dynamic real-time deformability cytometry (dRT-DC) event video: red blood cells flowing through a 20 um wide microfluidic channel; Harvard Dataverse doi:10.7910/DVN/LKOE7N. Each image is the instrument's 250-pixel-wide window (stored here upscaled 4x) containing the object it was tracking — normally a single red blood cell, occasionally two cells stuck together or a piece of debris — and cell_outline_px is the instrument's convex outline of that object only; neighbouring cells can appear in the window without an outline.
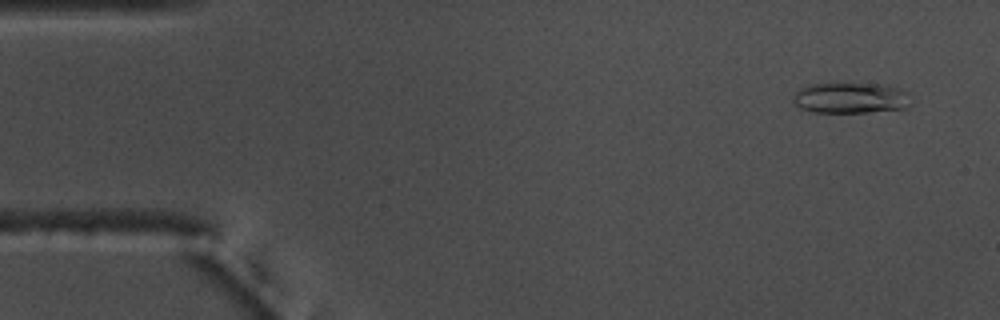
{"species": "common noctule bat (a hibernating species)", "species_latin": "Nyctalus noctula", "temperature_condition": "warm", "stored_images_in_passage": 55, "camera_frame_rate_fps": 3000, "um_per_image_px": 0.085, "animal": {"sex": "male", "body_mass_g": 17.5, "forearm_length_mm": 52.3}, "frame": {"image": 1, "passage_image": 4, "time_ms": 1.0, "image_size_px": [1000, 320], "cell_outline_px": [[904, 108], [864, 112], [816, 112], [800, 108], [792, 100], [796, 92], [800, 88], [808, 84], [880, 84], [900, 88], [904, 92]], "centroid_in_image_um": [72.16, 8.32], "position_along_channel_um": 12.8, "area_um2": 20.29}}
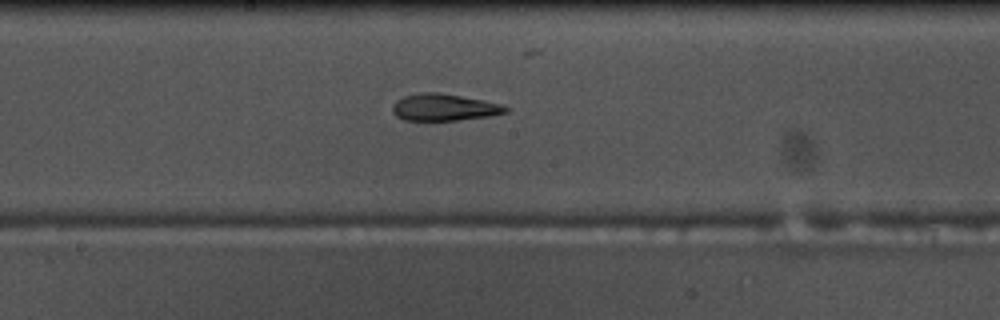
{"frame": {"image": 2, "passage_image": 29, "time_ms": 9.333, "image_size_px": [1000, 320], "cell_outline_px": [[512, 108], [508, 112], [488, 116], [460, 120], [404, 120], [396, 116], [392, 112], [392, 108], [396, 100], [404, 96], [420, 92], [440, 92], [484, 100], [500, 104]], "centroid_in_image_um": [37.76, 9.12], "position_along_channel_um": 210.4, "area_um2": 17.86}}
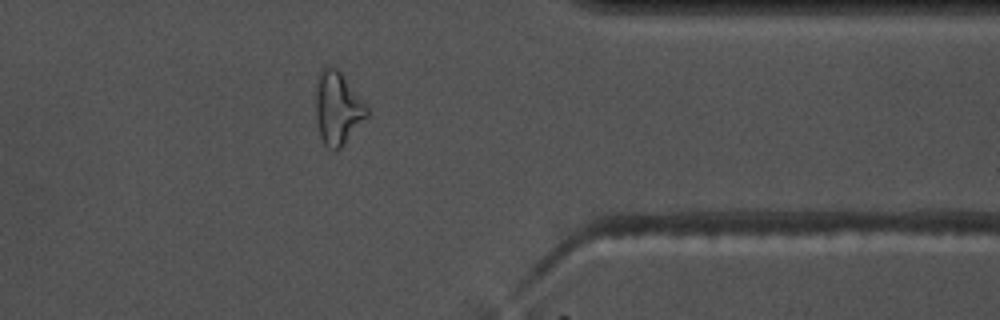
{"frame": {"image": 3, "passage_image": 44, "time_ms": 14.333, "image_size_px": [1000, 320], "cell_outline_px": [[368, 116], [340, 148], [336, 152], [328, 148], [324, 144], [320, 136], [316, 120], [316, 80], [320, 72], [328, 64], [336, 68], [340, 72], [368, 108]], "centroid_in_image_um": [28.67, 9.21], "position_along_channel_um": 382.7, "area_um2": 21.5}, "authors_computed_cell_mechanics": {"area_um2": 18.4382, "velocity_mm_per_s": 3.7219, "shape_relaxation_time_tau1_ms": null, "shape_relaxation_time_tau2_ms": 4.0079, "deformation_change_tau1": null, "deformation_change_tau2": 0.1462}}